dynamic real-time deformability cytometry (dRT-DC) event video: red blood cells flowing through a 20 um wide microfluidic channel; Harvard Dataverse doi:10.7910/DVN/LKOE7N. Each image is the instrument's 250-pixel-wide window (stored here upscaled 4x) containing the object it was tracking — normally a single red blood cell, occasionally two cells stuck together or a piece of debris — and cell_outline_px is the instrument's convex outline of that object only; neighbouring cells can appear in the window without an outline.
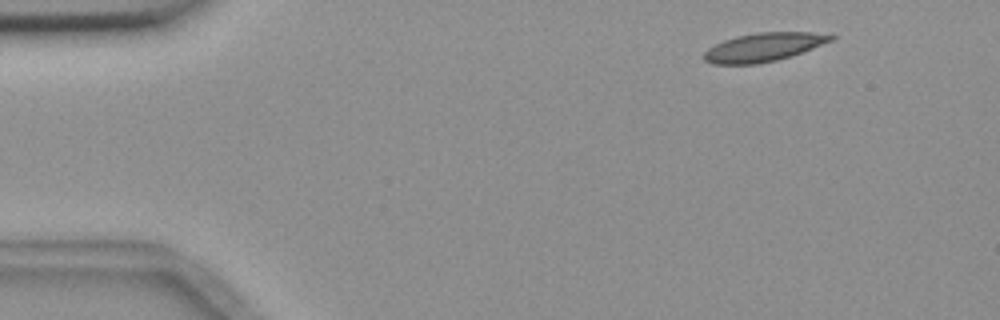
{"species": "common noctule bat (a hibernating species)", "species_latin": "Nyctalus noctula", "temperature_condition": "room temperature", "stored_images_in_passage": 6, "camera_frame_rate_fps": 3000, "um_per_image_px": 0.085, "animal": {"sex": "female", "body_mass_g": 18.4}, "frame": {"image": 1, "passage_image": 2, "time_ms": 1.333, "image_size_px": [1000, 320], "cell_outline_px": [[836, 40], [792, 56], [776, 60], [756, 64], [712, 64], [704, 60], [700, 56], [708, 48], [724, 40], [736, 36], [756, 32], [812, 32], [836, 36]], "centroid_in_image_um": [64.91, 4.01], "position_along_channel_um": 20.1, "area_um2": 21.39}}
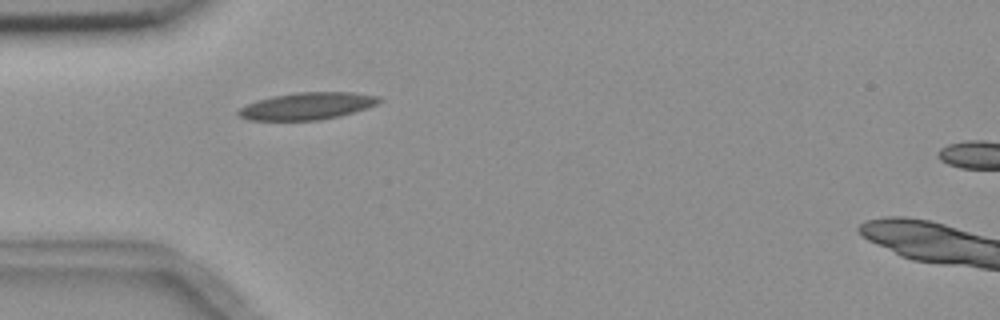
{"frame": {"image": 2, "passage_image": 5, "time_ms": 4.667, "image_size_px": [1000, 320], "cell_outline_px": [[384, 100], [376, 104], [340, 116], [316, 120], [248, 120], [240, 116], [236, 112], [240, 108], [256, 100], [272, 96], [296, 92], [352, 92], [380, 96]], "centroid_in_image_um": [26.1, 9.0], "position_along_channel_um": 58.9, "area_um2": 22.14}}